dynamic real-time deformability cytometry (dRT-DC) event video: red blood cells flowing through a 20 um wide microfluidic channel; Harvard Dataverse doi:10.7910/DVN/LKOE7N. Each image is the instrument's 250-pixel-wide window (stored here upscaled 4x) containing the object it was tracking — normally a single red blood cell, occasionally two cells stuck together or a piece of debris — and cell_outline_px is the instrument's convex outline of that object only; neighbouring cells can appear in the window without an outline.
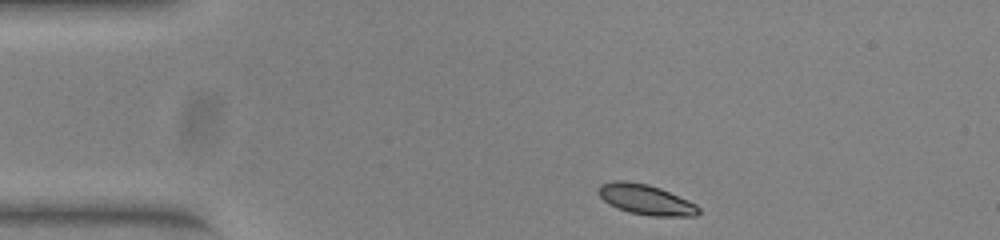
{"species": "common noctule bat (a hibernating species)", "species_latin": "Nyctalus noctula", "temperature_condition": "warm", "stored_images_in_passage": 44, "camera_frame_rate_fps": 3000, "um_per_image_px": 0.085, "animal": {"sex": "female", "body_mass_g": 23.0, "forearm_length_mm": 53.4}, "frame": {"image": 1, "passage_image": 1, "time_ms": 0.0, "image_size_px": [1000, 240], "cell_outline_px": [[700, 212], [696, 216], [652, 216], [628, 212], [608, 204], [600, 196], [600, 184], [616, 180], [624, 180], [648, 184], [660, 188], [688, 200], [696, 204], [700, 208]], "centroid_in_image_um": [54.92, 16.97], "position_along_channel_um": 30.1, "area_um2": 17.57}}
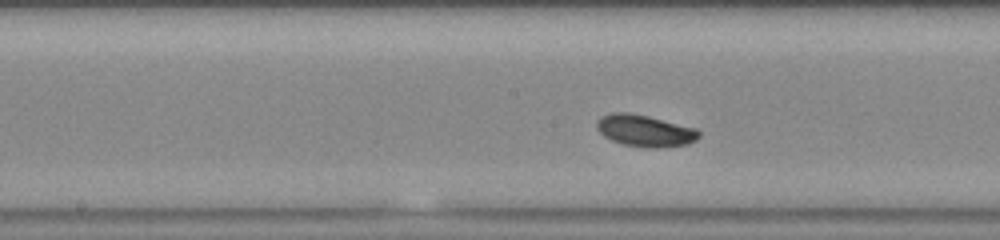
{"frame": {"image": 2, "passage_image": 18, "time_ms": 5.667, "image_size_px": [1000, 240], "cell_outline_px": [[700, 136], [696, 140], [688, 144], [652, 148], [648, 148], [624, 144], [612, 140], [604, 136], [596, 128], [596, 120], [600, 116], [612, 112], [628, 112], [648, 116], [696, 128], [700, 132]], "centroid_in_image_um": [54.8, 11.1], "position_along_channel_um": 193.4, "area_um2": 18.9}}
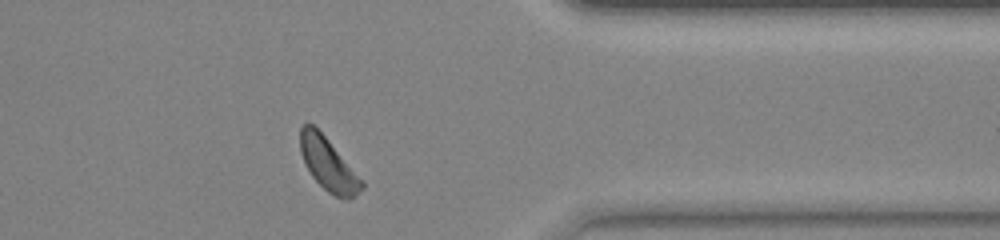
{"frame": {"image": 3, "passage_image": 34, "time_ms": 11.0, "image_size_px": [1000, 240], "cell_outline_px": [[364, 188], [348, 200], [344, 200], [328, 192], [312, 176], [300, 152], [300, 128], [308, 120], [324, 136], [364, 184]], "centroid_in_image_um": [27.86, 13.96], "position_along_channel_um": 383.5, "area_um2": 18.15}, "authors_computed_cell_mechanics": {"area_um2": 18.3804, "velocity_mm_per_s": 3.8352, "shape_relaxation_time_tau1_ms": 1.3528, "shape_relaxation_time_tau2_ms": null, "deformation_change_tau1": 0.0616, "deformation_change_tau2": null}}